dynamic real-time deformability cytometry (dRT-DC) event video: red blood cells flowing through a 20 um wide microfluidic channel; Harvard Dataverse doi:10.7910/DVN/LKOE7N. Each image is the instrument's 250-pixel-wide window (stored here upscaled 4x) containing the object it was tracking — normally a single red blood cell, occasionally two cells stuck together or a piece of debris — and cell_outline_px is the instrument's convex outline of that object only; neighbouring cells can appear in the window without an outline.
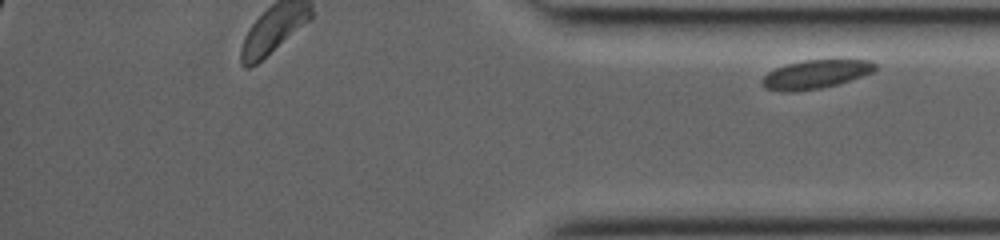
{"species": "common noctule bat (a hibernating species)", "species_latin": "Nyctalus noctula", "temperature_condition": "room temperature", "stored_images_in_passage": 28, "segment_of_instrument_passage": [2, 2], "camera_frame_rate_fps": 3000, "um_per_image_px": 0.085, "animal": {"sex": "female", "body_mass_g": 19.0, "forearm_length_mm": 53.3}, "frame": {"image": 1, "passage_image": 28, "time_ms": 9.0, "image_size_px": [1000, 240], "cell_outline_px": [[880, 68], [872, 72], [836, 84], [820, 88], [792, 92], [780, 92], [764, 88], [760, 80], [768, 72], [776, 68], [788, 64], [804, 60], [872, 60]], "centroid_in_image_um": [69.3, 6.32], "position_along_channel_um": 365.9, "area_um2": 18.79}}